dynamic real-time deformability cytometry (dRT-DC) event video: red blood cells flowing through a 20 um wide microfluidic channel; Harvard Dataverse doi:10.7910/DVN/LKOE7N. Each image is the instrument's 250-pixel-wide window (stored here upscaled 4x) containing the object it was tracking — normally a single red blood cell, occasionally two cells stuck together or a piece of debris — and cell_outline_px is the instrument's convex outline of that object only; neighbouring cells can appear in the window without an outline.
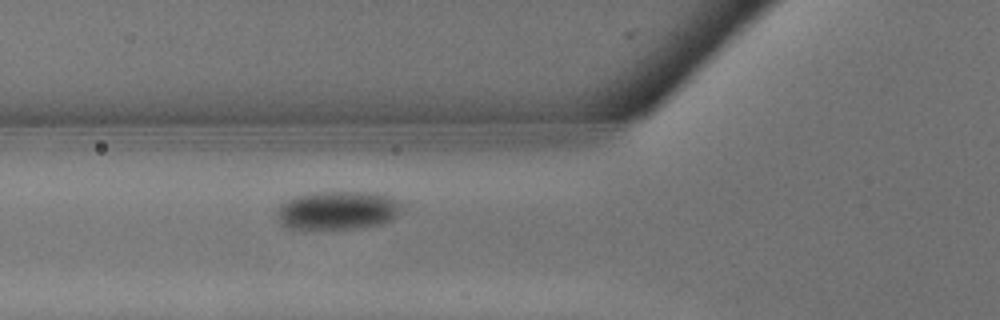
{"species": "common noctule bat (a hibernating species)", "species_latin": "Nyctalus noctula", "temperature_condition": "warm", "stored_images_in_passage": 5, "camera_frame_rate_fps": 3000, "um_per_image_px": 0.085, "animal": {"sex": "male", "body_mass_g": 13.3}, "frame": {"image": 1, "passage_image": 5, "time_ms": 1.333, "image_size_px": [1000, 320], "cell_outline_px": [[400, 208], [396, 216], [380, 224], [360, 228], [288, 228], [280, 224], [276, 212], [280, 204], [292, 196], [312, 192], [376, 192], [392, 196], [400, 200]], "centroid_in_image_um": [28.68, 17.85], "position_along_channel_um": 97.1, "area_um2": 28.15}}